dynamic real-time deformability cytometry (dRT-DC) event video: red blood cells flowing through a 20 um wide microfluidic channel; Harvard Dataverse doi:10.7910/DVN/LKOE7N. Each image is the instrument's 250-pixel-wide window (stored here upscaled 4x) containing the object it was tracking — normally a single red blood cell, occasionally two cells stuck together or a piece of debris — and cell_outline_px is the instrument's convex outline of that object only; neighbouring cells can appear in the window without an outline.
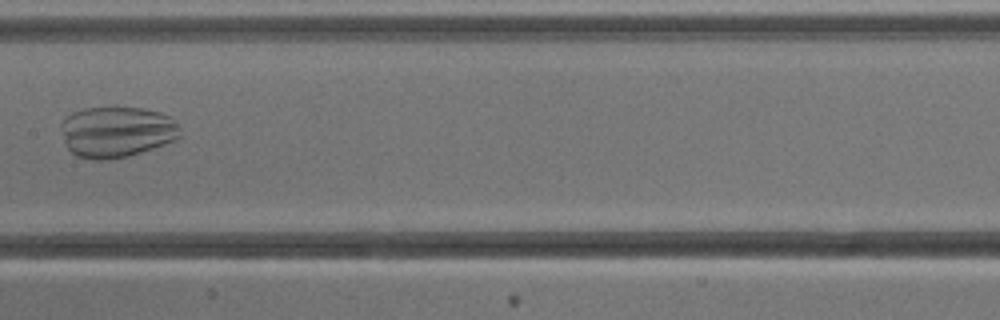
{"species": "common noctule bat (a hibernating species)", "species_latin": "Nyctalus noctula", "temperature_condition": "cold", "stored_images_in_passage": 5, "camera_frame_rate_fps": 3000, "um_per_image_px": 0.085, "animal": {"sex": "male", "body_mass_g": 13.3}, "frame": {"image": 1, "passage_image": 5, "time_ms": 4.667, "image_size_px": [1000, 320], "cell_outline_px": [[180, 136], [176, 140], [128, 156], [108, 160], [96, 160], [76, 156], [68, 148], [64, 140], [60, 128], [60, 124], [72, 112], [84, 108], [144, 108], [160, 112], [168, 116], [180, 128]], "centroid_in_image_um": [9.9, 11.21], "position_along_channel_um": 197.5, "area_um2": 35.2}}